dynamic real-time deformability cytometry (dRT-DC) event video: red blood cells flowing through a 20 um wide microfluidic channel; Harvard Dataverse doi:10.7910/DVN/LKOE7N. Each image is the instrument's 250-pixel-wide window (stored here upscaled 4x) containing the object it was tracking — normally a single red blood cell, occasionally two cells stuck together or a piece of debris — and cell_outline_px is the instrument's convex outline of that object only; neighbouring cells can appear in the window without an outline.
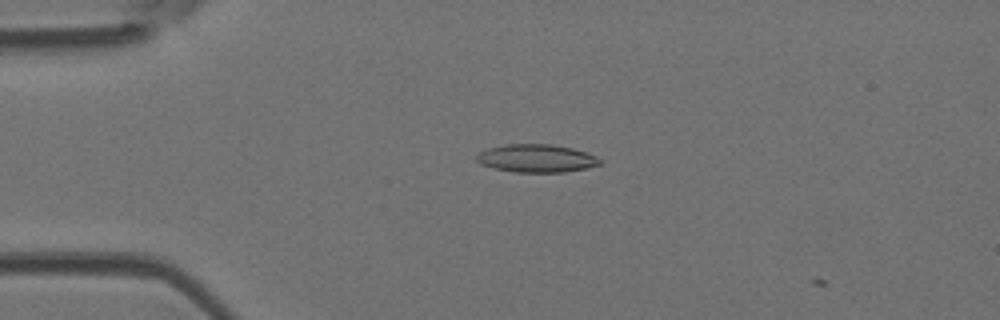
{"species": "Egyptian fruit bat (a non-hibernating species)", "species_latin": "Rousettus aegyptiacus", "temperature_condition": "room temperature", "stored_images_in_passage": 3, "camera_frame_rate_fps": 3000, "um_per_image_px": 0.085, "animal": {"sex": "female"}, "frame": {"image": 1, "passage_image": 2, "time_ms": 0.333, "image_size_px": [1000, 320], "cell_outline_px": [[604, 160], [600, 164], [588, 168], [564, 172], [516, 172], [496, 168], [480, 164], [476, 160], [476, 156], [480, 152], [488, 148], [504, 144], [552, 144], [572, 148], [596, 156]], "centroid_in_image_um": [45.62, 13.45], "position_along_channel_um": 39.4, "area_um2": 20.11}}